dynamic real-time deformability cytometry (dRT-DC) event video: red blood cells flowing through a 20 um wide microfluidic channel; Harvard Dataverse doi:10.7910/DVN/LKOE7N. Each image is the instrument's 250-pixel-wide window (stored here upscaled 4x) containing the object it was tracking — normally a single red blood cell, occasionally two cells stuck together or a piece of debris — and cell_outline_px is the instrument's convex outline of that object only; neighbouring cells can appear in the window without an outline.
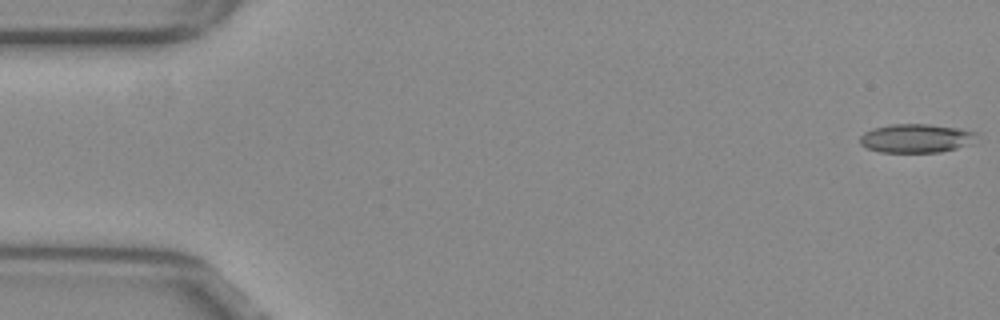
{"species": "common noctule bat (a hibernating species)", "species_latin": "Nyctalus noctula", "temperature_condition": "warm", "stored_images_in_passage": 45, "camera_frame_rate_fps": 3000, "um_per_image_px": 0.085, "animal": {"sex": "female", "body_mass_g": 29.2, "forearm_length_mm": 56.3}, "frame": {"image": 1, "passage_image": 1, "time_ms": 0.0, "image_size_px": [1000, 320], "cell_outline_px": [[976, 132], [956, 148], [940, 152], [880, 152], [868, 148], [860, 144], [860, 136], [864, 132], [872, 128], [892, 124], [928, 124], [960, 128]], "centroid_in_image_um": [77.7, 11.74], "position_along_channel_um": 7.3, "area_um2": 18.9}}
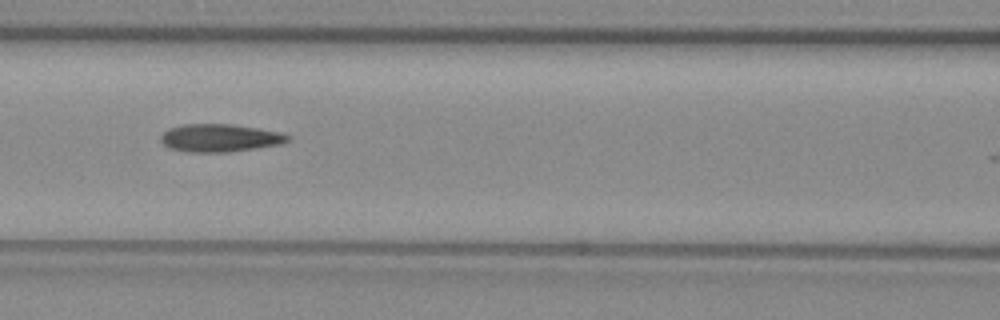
{"frame": {"image": 2, "passage_image": 23, "time_ms": 7.333, "image_size_px": [1000, 320], "cell_outline_px": [[292, 140], [280, 144], [256, 148], [228, 152], [188, 152], [168, 148], [160, 140], [160, 136], [168, 128], [184, 124], [232, 124], [260, 128], [280, 132], [292, 136]], "centroid_in_image_um": [18.71, 11.72], "position_along_channel_um": 147.9, "area_um2": 20.81}}
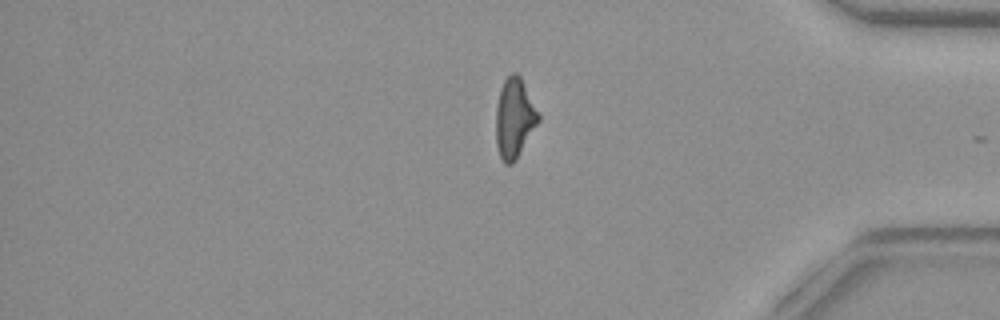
{"frame": {"image": 3, "passage_image": 44, "time_ms": 14.333, "image_size_px": [1000, 320], "cell_outline_px": [[540, 120], [516, 160], [512, 164], [504, 164], [500, 156], [496, 144], [496, 108], [500, 88], [504, 80], [512, 72], [516, 72], [520, 76], [540, 116]], "centroid_in_image_um": [43.71, 10.06], "position_along_channel_um": 391.5, "area_um2": 19.65}, "authors_computed_cell_mechanics": {"area_um2": 19.9988, "velocity_mm_per_s": 3.8813, "shape_relaxation_time_tau1_ms": null, "shape_relaxation_time_tau2_ms": 3.2205, "deformation_change_tau1": null, "deformation_change_tau2": 0.1259}}